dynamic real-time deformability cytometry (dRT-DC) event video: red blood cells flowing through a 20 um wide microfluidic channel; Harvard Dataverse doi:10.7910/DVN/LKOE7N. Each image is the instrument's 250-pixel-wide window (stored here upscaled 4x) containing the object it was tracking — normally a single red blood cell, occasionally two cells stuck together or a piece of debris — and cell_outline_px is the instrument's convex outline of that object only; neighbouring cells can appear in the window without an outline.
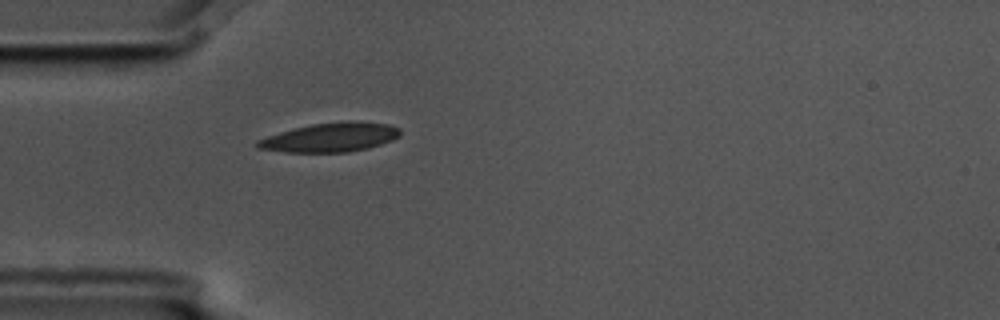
{"species": "common noctule bat (a hibernating species)", "species_latin": "Nyctalus noctula", "temperature_condition": "cold", "stored_images_in_passage": 1, "camera_frame_rate_fps": 3000, "um_per_image_px": 0.085, "animal": {"sex": "male", "body_mass_g": 17.5, "forearm_length_mm": 52.3}, "frame": {"image": 1, "passage_image": 1, "time_ms": 0.0, "image_size_px": [1000, 320], "cell_outline_px": [[400, 136], [392, 140], [368, 148], [348, 152], [284, 152], [256, 148], [256, 140], [292, 128], [312, 124], [344, 120], [352, 120], [388, 124], [400, 128]], "centroid_in_image_um": [28.08, 11.66], "position_along_channel_um": 56.9, "area_um2": 24.39}}